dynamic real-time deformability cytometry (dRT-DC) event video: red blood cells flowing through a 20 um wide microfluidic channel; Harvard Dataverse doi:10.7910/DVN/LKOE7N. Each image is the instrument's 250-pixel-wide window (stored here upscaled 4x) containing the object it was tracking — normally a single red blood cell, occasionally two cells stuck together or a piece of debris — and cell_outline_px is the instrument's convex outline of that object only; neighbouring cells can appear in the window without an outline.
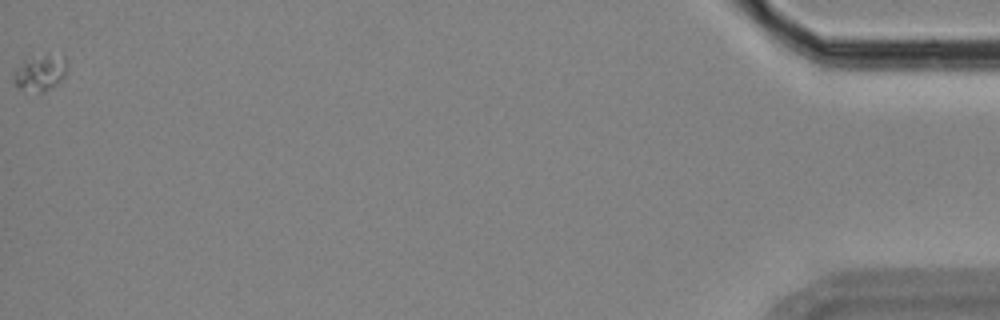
{"species": "Egyptian fruit bat (a non-hibernating species)", "species_latin": "Rousettus aegyptiacus", "temperature_condition": "room temperature", "stored_images_in_passage": 37, "camera_frame_rate_fps": 3000, "um_per_image_px": 0.085, "animal": {"sex": "female"}, "frame": {"image": 1, "passage_image": 37, "time_ms": 12.0, "image_size_px": [1000, 320], "cell_outline_px": [[64, 76], [56, 84], [44, 92], [40, 92], [20, 88], [12, 80], [12, 72], [24, 60], [48, 52], [64, 56]], "centroid_in_image_um": [3.37, 6.15], "position_along_channel_um": 431.8, "area_um2": 11.1}}